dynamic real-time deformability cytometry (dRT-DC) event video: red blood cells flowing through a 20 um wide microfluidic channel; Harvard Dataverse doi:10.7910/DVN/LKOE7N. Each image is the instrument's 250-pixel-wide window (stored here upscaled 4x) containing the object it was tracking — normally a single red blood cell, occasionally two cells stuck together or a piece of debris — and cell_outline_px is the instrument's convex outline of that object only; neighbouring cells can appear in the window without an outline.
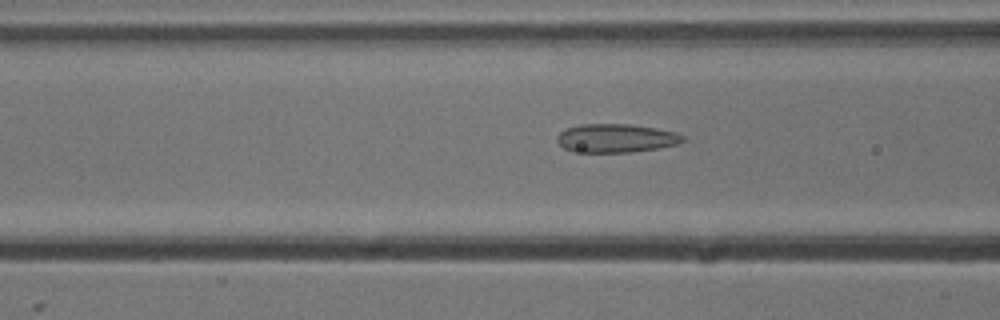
{"species": "common noctule bat (a hibernating species)", "species_latin": "Nyctalus noctula", "temperature_condition": "cold", "stored_images_in_passage": 54, "camera_frame_rate_fps": 3000, "um_per_image_px": 0.085, "animal": {"sex": "male", "body_mass_g": 13.3}, "frame": {"image": 1, "passage_image": 21, "time_ms": 6.667, "image_size_px": [1000, 320], "cell_outline_px": [[684, 140], [680, 144], [660, 148], [632, 152], [572, 152], [564, 148], [556, 140], [556, 136], [560, 132], [568, 128], [580, 124], [628, 124], [656, 128], [676, 132], [684, 136]], "centroid_in_image_um": [52.37, 11.75], "position_along_channel_um": 114.2, "area_um2": 21.1}}
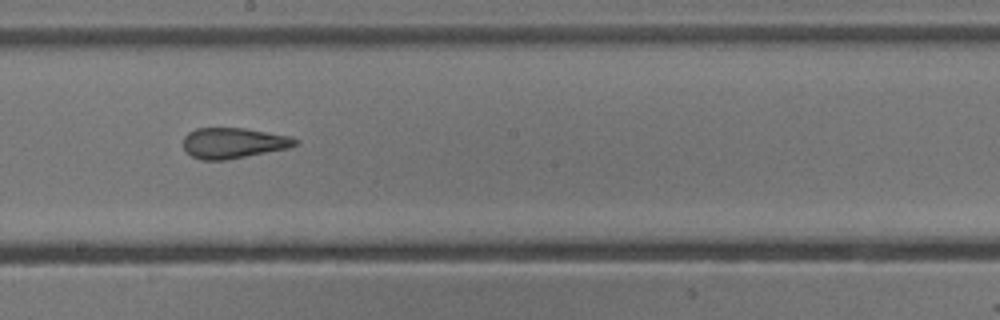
{"frame": {"image": 2, "passage_image": 30, "time_ms": 9.667, "image_size_px": [1000, 320], "cell_outline_px": [[300, 144], [288, 148], [224, 160], [200, 160], [192, 156], [184, 148], [184, 136], [188, 132], [196, 128], [244, 128], [292, 136], [300, 140]], "centroid_in_image_um": [19.87, 12.14], "position_along_channel_um": 228.3, "area_um2": 20.0}}
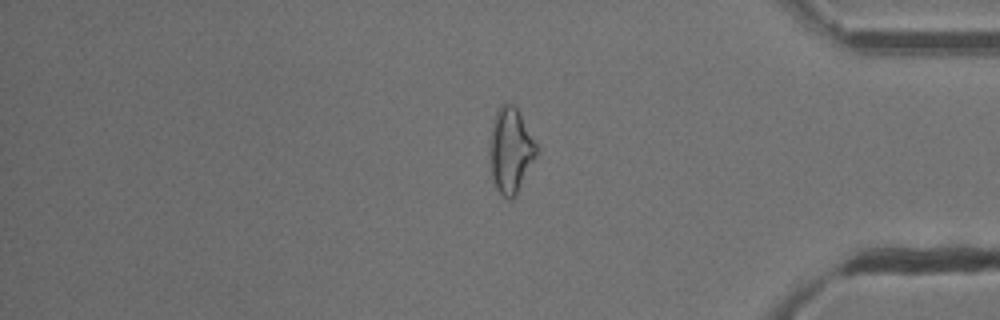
{"frame": {"image": 3, "passage_image": 45, "time_ms": 14.667, "image_size_px": [1000, 320], "cell_outline_px": [[540, 152], [516, 196], [508, 200], [496, 188], [492, 176], [488, 156], [492, 128], [496, 112], [500, 104], [512, 104], [516, 108], [540, 148]], "centroid_in_image_um": [43.43, 12.82], "position_along_channel_um": 391.8, "area_um2": 23.52}, "authors_computed_cell_mechanics": {"area_um2": 22.3975, "velocity_mm_per_s": 3.7816, "shape_relaxation_time_tau1_ms": null, "shape_relaxation_time_tau2_ms": 2.1126, "deformation_change_tau1": null, "deformation_change_tau2": 0.1003}}